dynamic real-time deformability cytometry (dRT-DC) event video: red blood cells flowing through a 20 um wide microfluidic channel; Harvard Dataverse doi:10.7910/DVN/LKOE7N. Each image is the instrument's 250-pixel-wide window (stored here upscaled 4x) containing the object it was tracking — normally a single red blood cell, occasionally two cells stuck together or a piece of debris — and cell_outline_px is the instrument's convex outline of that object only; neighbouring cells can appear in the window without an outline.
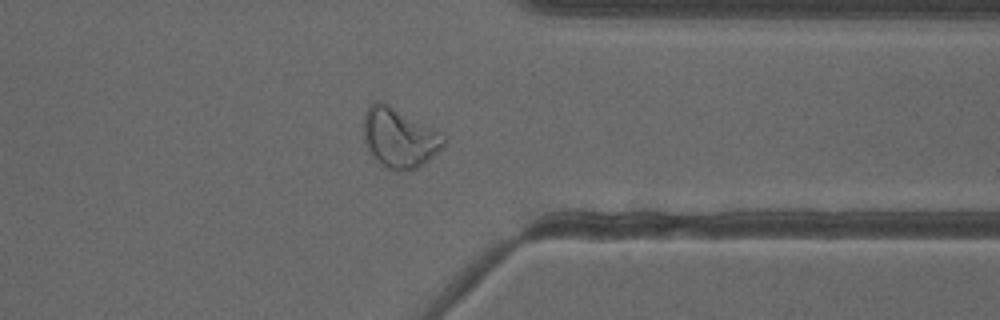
{"species": "common noctule bat (a hibernating species)", "species_latin": "Nyctalus noctula", "temperature_condition": "cold", "stored_images_in_passage": 49, "camera_frame_rate_fps": 3000, "um_per_image_px": 0.085, "animal": {"sex": "female"}, "frame": {"image": 1, "passage_image": 42, "time_ms": 13.667, "image_size_px": [1000, 320], "cell_outline_px": [[448, 140], [444, 148], [424, 164], [416, 168], [400, 172], [396, 172], [380, 164], [372, 156], [364, 140], [364, 112], [368, 104], [372, 100], [380, 100], [444, 132], [448, 136]], "centroid_in_image_um": [34.0, 11.7], "position_along_channel_um": 377.4, "area_um2": 28.78}}